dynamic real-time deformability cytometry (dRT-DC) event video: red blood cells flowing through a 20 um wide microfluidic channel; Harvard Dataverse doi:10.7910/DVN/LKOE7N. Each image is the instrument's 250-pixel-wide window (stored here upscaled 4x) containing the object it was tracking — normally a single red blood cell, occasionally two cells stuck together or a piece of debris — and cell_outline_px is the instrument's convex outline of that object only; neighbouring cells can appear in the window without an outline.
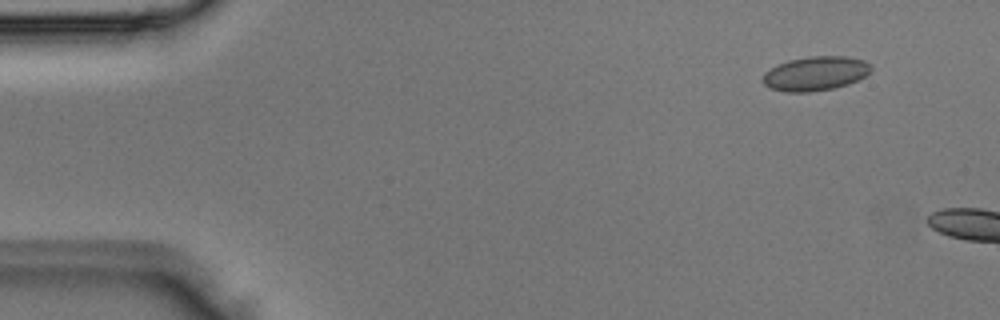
{"species": "Egyptian fruit bat (a non-hibernating species)", "species_latin": "Rousettus aegyptiacus", "temperature_condition": "room temperature", "stored_images_in_passage": 4, "camera_frame_rate_fps": 3000, "um_per_image_px": 0.085, "animal": {"sex": "male"}, "frame": {"image": 1, "passage_image": 4, "time_ms": 1.0, "image_size_px": [1000, 320], "cell_outline_px": [[872, 72], [848, 84], [832, 88], [808, 92], [784, 92], [772, 88], [764, 84], [760, 80], [764, 72], [776, 64], [788, 60], [812, 56], [848, 56], [864, 60], [872, 68]], "centroid_in_image_um": [69.28, 6.24], "position_along_channel_um": 15.7, "area_um2": 21.68}}